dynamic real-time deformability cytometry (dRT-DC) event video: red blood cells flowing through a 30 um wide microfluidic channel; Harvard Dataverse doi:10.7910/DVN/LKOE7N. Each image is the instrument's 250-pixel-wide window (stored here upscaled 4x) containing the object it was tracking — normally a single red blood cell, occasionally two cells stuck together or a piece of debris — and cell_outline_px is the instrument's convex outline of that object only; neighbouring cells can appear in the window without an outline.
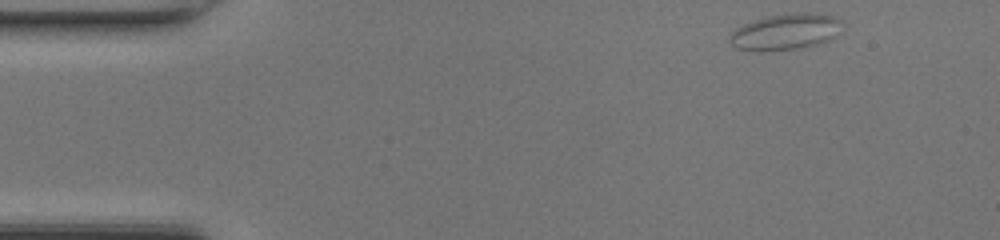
{"species": "common noctule bat (a hibernating species)", "species_latin": "Nyctalus noctula", "temperature_condition": "room temperature", "stored_images_in_passage": 44, "camera_frame_rate_fps": 3000, "um_per_image_px": 0.085, "animal": {"sex": "female", "body_mass_g": 17.0, "forearm_length_mm": 48.0}, "frame": {"image": 1, "passage_image": 1, "time_ms": 0.0, "image_size_px": [1000, 240], "cell_outline_px": [[844, 24], [828, 40], [820, 44], [796, 48], [760, 52], [736, 48], [728, 40], [732, 32], [736, 28], [744, 24], [764, 16], [796, 12], [808, 12], [832, 16], [840, 20]], "centroid_in_image_um": [66.73, 2.7], "position_along_channel_um": 18.3, "area_um2": 23.64}}
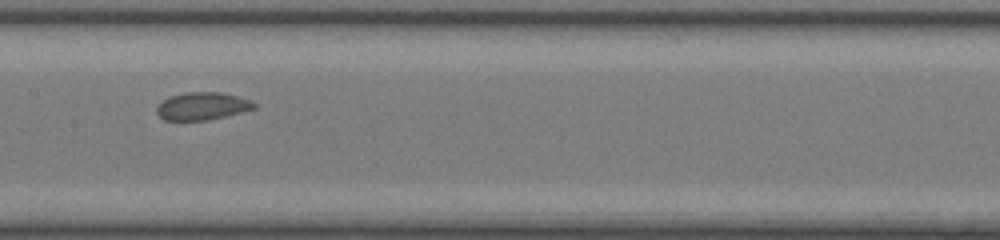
{"frame": {"image": 2, "passage_image": 20, "time_ms": 6.333, "image_size_px": [1000, 240], "cell_outline_px": [[256, 108], [208, 120], [164, 120], [156, 112], [156, 108], [164, 100], [172, 96], [184, 92], [224, 92], [248, 100], [256, 104]], "centroid_in_image_um": [17.18, 9.02], "position_along_channel_um": 190.2, "area_um2": 15.43}}
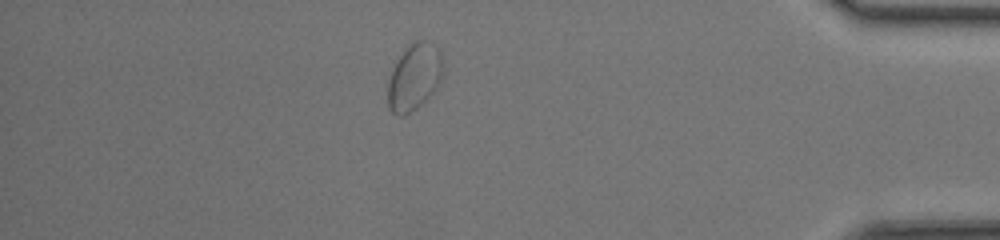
{"frame": {"image": 3, "passage_image": 38, "time_ms": 12.333, "image_size_px": [1000, 240], "cell_outline_px": [[440, 80], [432, 92], [416, 108], [404, 116], [396, 116], [388, 108], [388, 80], [392, 68], [400, 56], [416, 40], [428, 40], [440, 48]], "centroid_in_image_um": [35.17, 6.56], "position_along_channel_um": 400.0, "area_um2": 20.87}}